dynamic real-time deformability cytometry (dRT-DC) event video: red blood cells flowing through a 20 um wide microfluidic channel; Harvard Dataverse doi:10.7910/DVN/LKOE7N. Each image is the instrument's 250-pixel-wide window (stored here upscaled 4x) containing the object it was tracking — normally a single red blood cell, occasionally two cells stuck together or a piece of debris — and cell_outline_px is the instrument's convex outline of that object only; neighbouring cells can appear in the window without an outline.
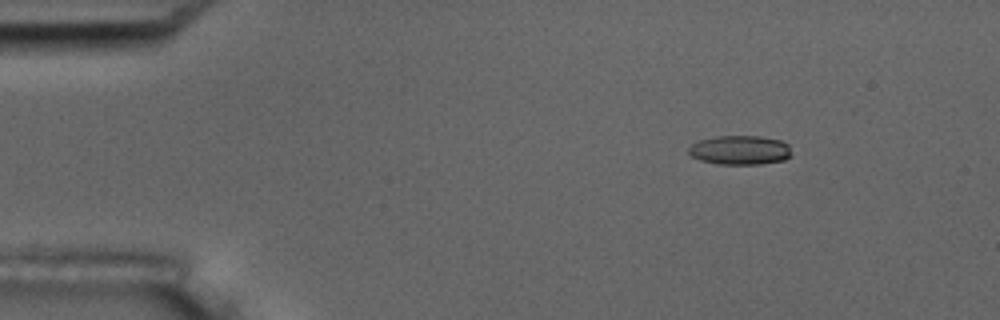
{"species": "common noctule bat (a hibernating species)", "species_latin": "Nyctalus noctula", "temperature_condition": "room temperature", "stored_images_in_passage": 9, "camera_frame_rate_fps": 3000, "um_per_image_px": 0.085, "animal": {"sex": "male", "body_mass_g": 17.5, "forearm_length_mm": 52.3}, "frame": {"image": 1, "passage_image": 2, "time_ms": 2.0, "image_size_px": [1000, 320], "cell_outline_px": [[792, 156], [784, 160], [760, 164], [716, 164], [700, 160], [692, 156], [688, 152], [688, 148], [692, 144], [700, 140], [716, 136], [760, 136], [780, 140], [788, 144]], "centroid_in_image_um": [62.91, 12.76], "position_along_channel_um": 22.1, "area_um2": 17.57}}
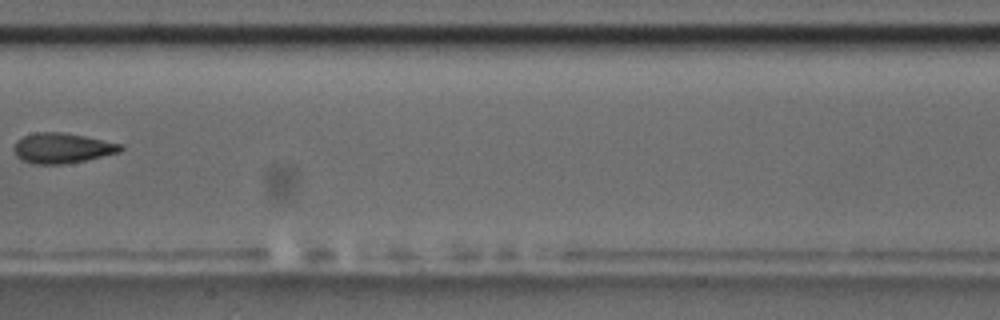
{"frame": {"image": 2, "passage_image": 8, "time_ms": 9.0, "image_size_px": [1000, 320], "cell_outline_px": [[124, 148], [120, 152], [84, 160], [64, 164], [32, 164], [20, 160], [16, 156], [12, 148], [16, 140], [24, 136], [36, 132], [64, 132], [124, 144]], "centroid_in_image_um": [5.25, 12.59], "position_along_channel_um": 202.1, "area_um2": 18.96}}
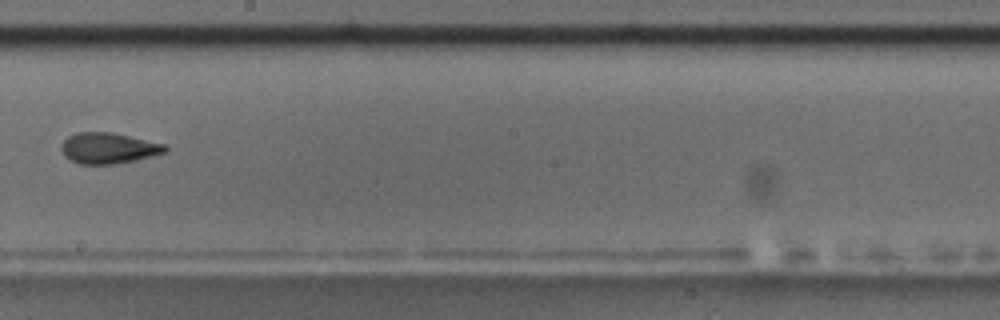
{"frame": {"image": 3, "passage_image": 9, "time_ms": 10.0, "image_size_px": [1000, 320], "cell_outline_px": [[168, 148], [164, 152], [152, 156], [136, 160], [116, 164], [80, 164], [64, 156], [60, 148], [60, 144], [68, 136], [76, 132], [112, 132], [164, 144]], "centroid_in_image_um": [9.18, 12.59], "position_along_channel_um": 239.0, "area_um2": 18.67}}